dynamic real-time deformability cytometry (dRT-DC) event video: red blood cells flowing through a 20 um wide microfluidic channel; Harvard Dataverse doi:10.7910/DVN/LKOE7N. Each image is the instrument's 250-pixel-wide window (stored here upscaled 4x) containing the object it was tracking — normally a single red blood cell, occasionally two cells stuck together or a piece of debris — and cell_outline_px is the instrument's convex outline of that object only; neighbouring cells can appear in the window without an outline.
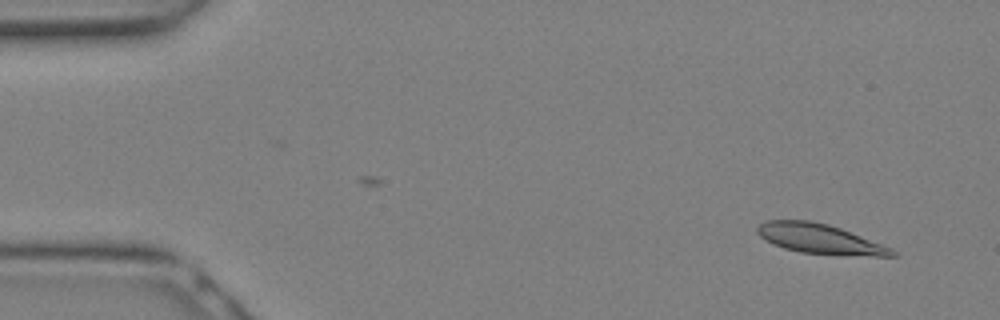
{"species": "Egyptian fruit bat (a non-hibernating species)", "species_latin": "Rousettus aegyptiacus", "temperature_condition": "warm", "stored_images_in_passage": 9, "camera_frame_rate_fps": 3000, "um_per_image_px": 0.085, "animal": {"sex": "female"}, "frame": {"image": 1, "passage_image": 1, "time_ms": 0.0, "image_size_px": [1000, 320], "cell_outline_px": [[900, 256], [872, 256], [800, 252], [784, 248], [760, 236], [756, 232], [756, 228], [764, 220], [812, 220], [828, 224], [840, 228], [892, 248]], "centroid_in_image_um": [69.69, 20.29], "position_along_channel_um": 15.3, "area_um2": 23.06}}
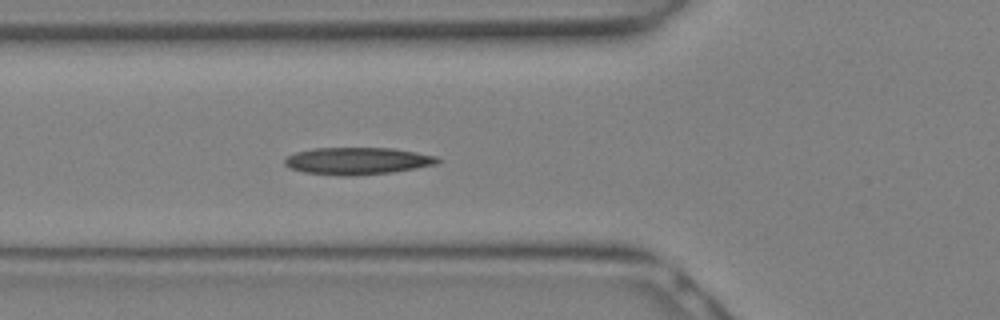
{"frame": {"image": 2, "passage_image": 9, "time_ms": 2.667, "image_size_px": [1000, 320], "cell_outline_px": [[440, 160], [436, 164], [416, 168], [392, 172], [348, 176], [340, 176], [304, 172], [292, 168], [284, 164], [284, 160], [288, 156], [296, 152], [312, 148], [392, 148], [416, 152], [436, 156]], "centroid_in_image_um": [30.37, 13.68], "position_along_channel_um": 95.4, "area_um2": 24.04}}